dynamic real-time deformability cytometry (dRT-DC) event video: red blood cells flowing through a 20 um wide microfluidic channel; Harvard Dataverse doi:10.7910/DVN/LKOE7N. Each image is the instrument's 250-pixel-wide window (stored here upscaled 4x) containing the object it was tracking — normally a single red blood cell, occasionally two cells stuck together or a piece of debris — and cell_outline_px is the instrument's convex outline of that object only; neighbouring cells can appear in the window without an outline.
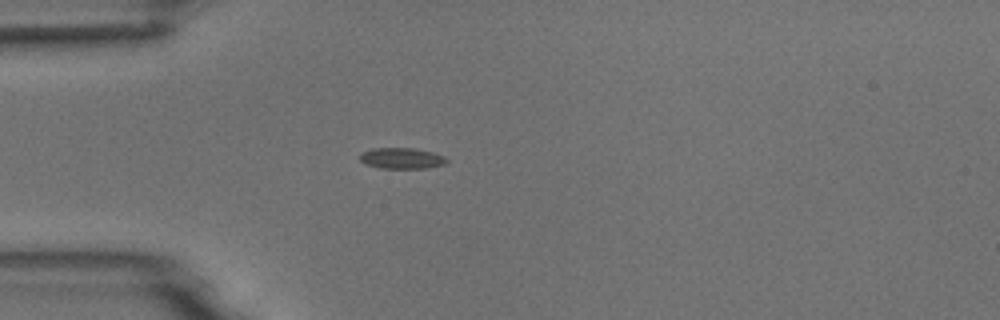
{"species": "common noctule bat (a hibernating species)", "species_latin": "Nyctalus noctula", "temperature_condition": "room temperature", "stored_images_in_passage": 4, "camera_frame_rate_fps": 3000, "um_per_image_px": 0.085, "animal": {"sex": "male", "body_mass_g": 18.8}, "frame": {"image": 1, "passage_image": 2, "time_ms": 1.333, "image_size_px": [1000, 320], "cell_outline_px": [[448, 160], [444, 164], [428, 168], [380, 168], [368, 164], [360, 160], [360, 152], [372, 148], [416, 148], [432, 152], [444, 156]], "centroid_in_image_um": [34.14, 13.44], "position_along_channel_um": 50.9, "area_um2": 10.58}}